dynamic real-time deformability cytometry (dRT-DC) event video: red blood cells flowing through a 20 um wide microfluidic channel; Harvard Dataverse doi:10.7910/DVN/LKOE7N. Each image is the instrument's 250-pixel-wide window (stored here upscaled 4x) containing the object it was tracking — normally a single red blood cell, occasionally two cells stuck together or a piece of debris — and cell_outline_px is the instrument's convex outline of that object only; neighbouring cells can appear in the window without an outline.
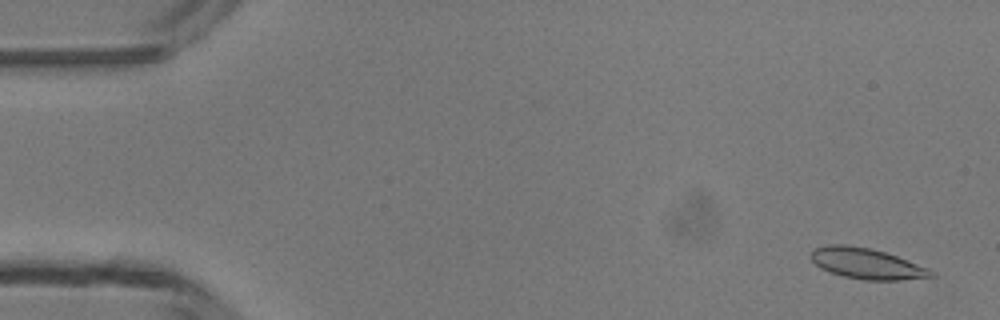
{"species": "common noctule bat (a hibernating species)", "species_latin": "Nyctalus noctula", "temperature_condition": "room temperature", "stored_images_in_passage": 48, "camera_frame_rate_fps": 3000, "um_per_image_px": 0.085, "animal": {"sex": "male", "body_mass_g": 13.3}, "frame": {"image": 1, "passage_image": 2, "time_ms": 0.333, "image_size_px": [1000, 320], "cell_outline_px": [[936, 276], [900, 280], [864, 280], [844, 276], [820, 268], [812, 260], [812, 252], [816, 248], [828, 244], [844, 244], [868, 248], [884, 252], [896, 256], [928, 268], [936, 272]], "centroid_in_image_um": [73.69, 22.41], "position_along_channel_um": 11.3, "area_um2": 21.21}}
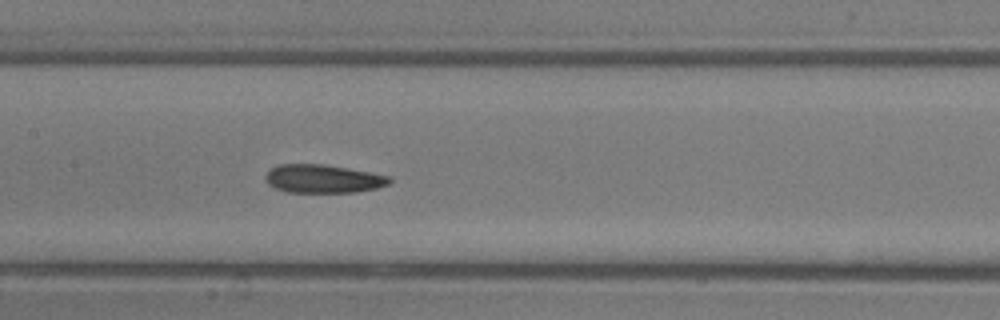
{"frame": {"image": 2, "passage_image": 23, "time_ms": 7.333, "image_size_px": [1000, 320], "cell_outline_px": [[392, 180], [388, 184], [376, 188], [356, 192], [288, 192], [276, 188], [268, 184], [264, 176], [272, 168], [280, 164], [324, 164], [392, 176]], "centroid_in_image_um": [27.48, 15.19], "position_along_channel_um": 179.9, "area_um2": 20.4}}
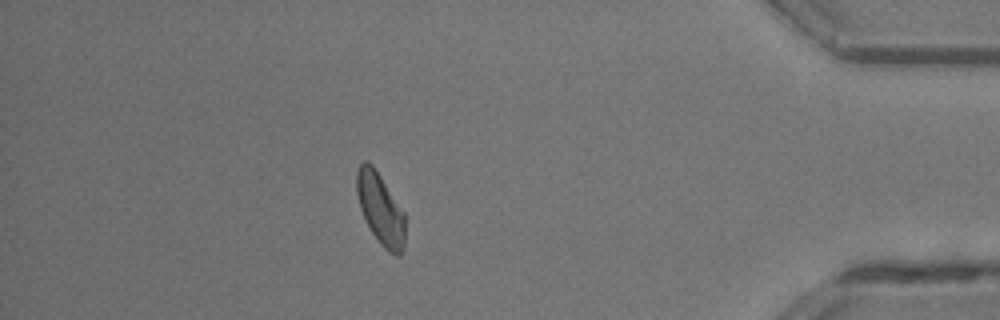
{"frame": {"image": 3, "passage_image": 42, "time_ms": 13.667, "image_size_px": [1000, 320], "cell_outline_px": [[404, 248], [400, 256], [396, 256], [388, 252], [380, 244], [372, 232], [360, 208], [356, 192], [356, 172], [360, 164], [364, 160], [368, 160], [372, 164], [404, 212]], "centroid_in_image_um": [32.33, 17.76], "position_along_channel_um": 402.9, "area_um2": 20.0}, "authors_computed_cell_mechanics": {"area_um2": 20.6346, "velocity_mm_per_s": 4.2564, "shape_relaxation_time_tau1_ms": null, "shape_relaxation_time_tau2_ms": 2.9363, "deformation_change_tau1": null, "deformation_change_tau2": 0.0986}}